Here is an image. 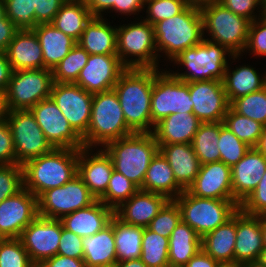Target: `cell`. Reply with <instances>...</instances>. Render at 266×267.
<instances>
[{
	"label": "cell",
	"instance_id": "obj_1",
	"mask_svg": "<svg viewBox=\"0 0 266 267\" xmlns=\"http://www.w3.org/2000/svg\"><path fill=\"white\" fill-rule=\"evenodd\" d=\"M153 69L127 68L117 80L118 95L127 126L135 133H151Z\"/></svg>",
	"mask_w": 266,
	"mask_h": 267
},
{
	"label": "cell",
	"instance_id": "obj_2",
	"mask_svg": "<svg viewBox=\"0 0 266 267\" xmlns=\"http://www.w3.org/2000/svg\"><path fill=\"white\" fill-rule=\"evenodd\" d=\"M79 149L53 148L23 165L24 188L37 198L46 190L60 187L78 174Z\"/></svg>",
	"mask_w": 266,
	"mask_h": 267
},
{
	"label": "cell",
	"instance_id": "obj_3",
	"mask_svg": "<svg viewBox=\"0 0 266 267\" xmlns=\"http://www.w3.org/2000/svg\"><path fill=\"white\" fill-rule=\"evenodd\" d=\"M242 56V54H232L226 47L204 38L200 44L184 50L170 62L177 67L183 66L177 68L178 70L186 71L181 70L180 73L173 69L169 72L187 83L202 80L223 81L228 62L231 59L236 62V59L240 60Z\"/></svg>",
	"mask_w": 266,
	"mask_h": 267
},
{
	"label": "cell",
	"instance_id": "obj_4",
	"mask_svg": "<svg viewBox=\"0 0 266 267\" xmlns=\"http://www.w3.org/2000/svg\"><path fill=\"white\" fill-rule=\"evenodd\" d=\"M103 149L111 157L114 170L122 173L139 189L149 164L159 152L153 133H132L106 144Z\"/></svg>",
	"mask_w": 266,
	"mask_h": 267
},
{
	"label": "cell",
	"instance_id": "obj_5",
	"mask_svg": "<svg viewBox=\"0 0 266 267\" xmlns=\"http://www.w3.org/2000/svg\"><path fill=\"white\" fill-rule=\"evenodd\" d=\"M154 33L159 61L164 56L171 62L204 39L201 11L187 6L181 13L156 23Z\"/></svg>",
	"mask_w": 266,
	"mask_h": 267
},
{
	"label": "cell",
	"instance_id": "obj_6",
	"mask_svg": "<svg viewBox=\"0 0 266 267\" xmlns=\"http://www.w3.org/2000/svg\"><path fill=\"white\" fill-rule=\"evenodd\" d=\"M134 133L126 124L114 89L93 94L91 119L82 141L87 148H103L111 141Z\"/></svg>",
	"mask_w": 266,
	"mask_h": 267
},
{
	"label": "cell",
	"instance_id": "obj_7",
	"mask_svg": "<svg viewBox=\"0 0 266 267\" xmlns=\"http://www.w3.org/2000/svg\"><path fill=\"white\" fill-rule=\"evenodd\" d=\"M117 26V55L126 68L160 69L154 26L141 18Z\"/></svg>",
	"mask_w": 266,
	"mask_h": 267
},
{
	"label": "cell",
	"instance_id": "obj_8",
	"mask_svg": "<svg viewBox=\"0 0 266 267\" xmlns=\"http://www.w3.org/2000/svg\"><path fill=\"white\" fill-rule=\"evenodd\" d=\"M200 11L205 39L226 47L232 54L244 53L250 20L234 14L219 2L204 7Z\"/></svg>",
	"mask_w": 266,
	"mask_h": 267
},
{
	"label": "cell",
	"instance_id": "obj_9",
	"mask_svg": "<svg viewBox=\"0 0 266 267\" xmlns=\"http://www.w3.org/2000/svg\"><path fill=\"white\" fill-rule=\"evenodd\" d=\"M174 201L179 206L181 220L201 237L229 220L238 210L234 200L200 198L184 190Z\"/></svg>",
	"mask_w": 266,
	"mask_h": 267
},
{
	"label": "cell",
	"instance_id": "obj_10",
	"mask_svg": "<svg viewBox=\"0 0 266 267\" xmlns=\"http://www.w3.org/2000/svg\"><path fill=\"white\" fill-rule=\"evenodd\" d=\"M164 69H153L151 133L158 122L171 114H193L194 103L189 94V83L176 78L167 68Z\"/></svg>",
	"mask_w": 266,
	"mask_h": 267
},
{
	"label": "cell",
	"instance_id": "obj_11",
	"mask_svg": "<svg viewBox=\"0 0 266 267\" xmlns=\"http://www.w3.org/2000/svg\"><path fill=\"white\" fill-rule=\"evenodd\" d=\"M53 83L50 69L13 71L6 90L9 111L30 110L41 100L50 98Z\"/></svg>",
	"mask_w": 266,
	"mask_h": 267
},
{
	"label": "cell",
	"instance_id": "obj_12",
	"mask_svg": "<svg viewBox=\"0 0 266 267\" xmlns=\"http://www.w3.org/2000/svg\"><path fill=\"white\" fill-rule=\"evenodd\" d=\"M96 200L83 180L76 175L63 186L48 189L38 197V215L61 219L78 209L90 206Z\"/></svg>",
	"mask_w": 266,
	"mask_h": 267
},
{
	"label": "cell",
	"instance_id": "obj_13",
	"mask_svg": "<svg viewBox=\"0 0 266 267\" xmlns=\"http://www.w3.org/2000/svg\"><path fill=\"white\" fill-rule=\"evenodd\" d=\"M6 121L13 137L16 164L23 165L53 149L30 110L9 111Z\"/></svg>",
	"mask_w": 266,
	"mask_h": 267
},
{
	"label": "cell",
	"instance_id": "obj_14",
	"mask_svg": "<svg viewBox=\"0 0 266 267\" xmlns=\"http://www.w3.org/2000/svg\"><path fill=\"white\" fill-rule=\"evenodd\" d=\"M50 98L82 138L87 133L91 119L93 93L85 91L76 83L54 82Z\"/></svg>",
	"mask_w": 266,
	"mask_h": 267
},
{
	"label": "cell",
	"instance_id": "obj_15",
	"mask_svg": "<svg viewBox=\"0 0 266 267\" xmlns=\"http://www.w3.org/2000/svg\"><path fill=\"white\" fill-rule=\"evenodd\" d=\"M62 235L60 219L37 216L21 233L19 239L30 260L37 267L57 255Z\"/></svg>",
	"mask_w": 266,
	"mask_h": 267
},
{
	"label": "cell",
	"instance_id": "obj_16",
	"mask_svg": "<svg viewBox=\"0 0 266 267\" xmlns=\"http://www.w3.org/2000/svg\"><path fill=\"white\" fill-rule=\"evenodd\" d=\"M30 111L53 148L81 149L85 147L82 138L70 126L51 98L41 100Z\"/></svg>",
	"mask_w": 266,
	"mask_h": 267
},
{
	"label": "cell",
	"instance_id": "obj_17",
	"mask_svg": "<svg viewBox=\"0 0 266 267\" xmlns=\"http://www.w3.org/2000/svg\"><path fill=\"white\" fill-rule=\"evenodd\" d=\"M38 216V198L23 188L0 202V239L19 238Z\"/></svg>",
	"mask_w": 266,
	"mask_h": 267
},
{
	"label": "cell",
	"instance_id": "obj_18",
	"mask_svg": "<svg viewBox=\"0 0 266 267\" xmlns=\"http://www.w3.org/2000/svg\"><path fill=\"white\" fill-rule=\"evenodd\" d=\"M189 94L193 101V114L202 122H223L230 104L223 82L202 80L189 83Z\"/></svg>",
	"mask_w": 266,
	"mask_h": 267
},
{
	"label": "cell",
	"instance_id": "obj_19",
	"mask_svg": "<svg viewBox=\"0 0 266 267\" xmlns=\"http://www.w3.org/2000/svg\"><path fill=\"white\" fill-rule=\"evenodd\" d=\"M126 69L118 55L90 54L75 83L93 94L109 91Z\"/></svg>",
	"mask_w": 266,
	"mask_h": 267
},
{
	"label": "cell",
	"instance_id": "obj_20",
	"mask_svg": "<svg viewBox=\"0 0 266 267\" xmlns=\"http://www.w3.org/2000/svg\"><path fill=\"white\" fill-rule=\"evenodd\" d=\"M79 149L78 176L89 188L90 193L99 200L106 192L114 170L111 157L103 149Z\"/></svg>",
	"mask_w": 266,
	"mask_h": 267
},
{
	"label": "cell",
	"instance_id": "obj_21",
	"mask_svg": "<svg viewBox=\"0 0 266 267\" xmlns=\"http://www.w3.org/2000/svg\"><path fill=\"white\" fill-rule=\"evenodd\" d=\"M263 248L262 216L247 215L239 209L236 212L234 263L246 267L255 264Z\"/></svg>",
	"mask_w": 266,
	"mask_h": 267
},
{
	"label": "cell",
	"instance_id": "obj_22",
	"mask_svg": "<svg viewBox=\"0 0 266 267\" xmlns=\"http://www.w3.org/2000/svg\"><path fill=\"white\" fill-rule=\"evenodd\" d=\"M187 190L200 198L233 200L231 167L222 161L201 165L193 184Z\"/></svg>",
	"mask_w": 266,
	"mask_h": 267
},
{
	"label": "cell",
	"instance_id": "obj_23",
	"mask_svg": "<svg viewBox=\"0 0 266 267\" xmlns=\"http://www.w3.org/2000/svg\"><path fill=\"white\" fill-rule=\"evenodd\" d=\"M266 171V158L255 147L231 167L233 200L240 205L257 187Z\"/></svg>",
	"mask_w": 266,
	"mask_h": 267
},
{
	"label": "cell",
	"instance_id": "obj_24",
	"mask_svg": "<svg viewBox=\"0 0 266 267\" xmlns=\"http://www.w3.org/2000/svg\"><path fill=\"white\" fill-rule=\"evenodd\" d=\"M168 201L165 195L139 189L114 214L125 223L147 227Z\"/></svg>",
	"mask_w": 266,
	"mask_h": 267
},
{
	"label": "cell",
	"instance_id": "obj_25",
	"mask_svg": "<svg viewBox=\"0 0 266 267\" xmlns=\"http://www.w3.org/2000/svg\"><path fill=\"white\" fill-rule=\"evenodd\" d=\"M5 53L13 71L44 68L41 45L32 29L18 30Z\"/></svg>",
	"mask_w": 266,
	"mask_h": 267
},
{
	"label": "cell",
	"instance_id": "obj_26",
	"mask_svg": "<svg viewBox=\"0 0 266 267\" xmlns=\"http://www.w3.org/2000/svg\"><path fill=\"white\" fill-rule=\"evenodd\" d=\"M114 210L100 200L90 206L78 209L63 216L60 221L63 228L84 238L102 230L110 223Z\"/></svg>",
	"mask_w": 266,
	"mask_h": 267
},
{
	"label": "cell",
	"instance_id": "obj_27",
	"mask_svg": "<svg viewBox=\"0 0 266 267\" xmlns=\"http://www.w3.org/2000/svg\"><path fill=\"white\" fill-rule=\"evenodd\" d=\"M159 152L164 156L175 176V181L187 190L199 173L201 164L192 144H158Z\"/></svg>",
	"mask_w": 266,
	"mask_h": 267
},
{
	"label": "cell",
	"instance_id": "obj_28",
	"mask_svg": "<svg viewBox=\"0 0 266 267\" xmlns=\"http://www.w3.org/2000/svg\"><path fill=\"white\" fill-rule=\"evenodd\" d=\"M201 123L194 114L174 113L158 122L152 133L157 144H192Z\"/></svg>",
	"mask_w": 266,
	"mask_h": 267
},
{
	"label": "cell",
	"instance_id": "obj_29",
	"mask_svg": "<svg viewBox=\"0 0 266 267\" xmlns=\"http://www.w3.org/2000/svg\"><path fill=\"white\" fill-rule=\"evenodd\" d=\"M107 20L93 16L77 42L91 55H117V25Z\"/></svg>",
	"mask_w": 266,
	"mask_h": 267
},
{
	"label": "cell",
	"instance_id": "obj_30",
	"mask_svg": "<svg viewBox=\"0 0 266 267\" xmlns=\"http://www.w3.org/2000/svg\"><path fill=\"white\" fill-rule=\"evenodd\" d=\"M255 69L248 64H242L234 69L231 68L230 62L228 63L222 82L229 104L239 97L266 87V72L262 75Z\"/></svg>",
	"mask_w": 266,
	"mask_h": 267
},
{
	"label": "cell",
	"instance_id": "obj_31",
	"mask_svg": "<svg viewBox=\"0 0 266 267\" xmlns=\"http://www.w3.org/2000/svg\"><path fill=\"white\" fill-rule=\"evenodd\" d=\"M41 45L43 52L44 68L53 70L77 42L51 23L38 24L32 29Z\"/></svg>",
	"mask_w": 266,
	"mask_h": 267
},
{
	"label": "cell",
	"instance_id": "obj_32",
	"mask_svg": "<svg viewBox=\"0 0 266 267\" xmlns=\"http://www.w3.org/2000/svg\"><path fill=\"white\" fill-rule=\"evenodd\" d=\"M83 260L86 267L117 263L113 216L110 223L94 235L83 238Z\"/></svg>",
	"mask_w": 266,
	"mask_h": 267
},
{
	"label": "cell",
	"instance_id": "obj_33",
	"mask_svg": "<svg viewBox=\"0 0 266 267\" xmlns=\"http://www.w3.org/2000/svg\"><path fill=\"white\" fill-rule=\"evenodd\" d=\"M236 213L201 239V248L219 263H234Z\"/></svg>",
	"mask_w": 266,
	"mask_h": 267
},
{
	"label": "cell",
	"instance_id": "obj_34",
	"mask_svg": "<svg viewBox=\"0 0 266 267\" xmlns=\"http://www.w3.org/2000/svg\"><path fill=\"white\" fill-rule=\"evenodd\" d=\"M140 189L165 195L169 200H174L184 191L175 181L171 166L160 152L149 164Z\"/></svg>",
	"mask_w": 266,
	"mask_h": 267
},
{
	"label": "cell",
	"instance_id": "obj_35",
	"mask_svg": "<svg viewBox=\"0 0 266 267\" xmlns=\"http://www.w3.org/2000/svg\"><path fill=\"white\" fill-rule=\"evenodd\" d=\"M202 237L182 220L169 237L170 267H184L201 250Z\"/></svg>",
	"mask_w": 266,
	"mask_h": 267
},
{
	"label": "cell",
	"instance_id": "obj_36",
	"mask_svg": "<svg viewBox=\"0 0 266 267\" xmlns=\"http://www.w3.org/2000/svg\"><path fill=\"white\" fill-rule=\"evenodd\" d=\"M92 17L85 1L66 0L51 24L78 42Z\"/></svg>",
	"mask_w": 266,
	"mask_h": 267
},
{
	"label": "cell",
	"instance_id": "obj_37",
	"mask_svg": "<svg viewBox=\"0 0 266 267\" xmlns=\"http://www.w3.org/2000/svg\"><path fill=\"white\" fill-rule=\"evenodd\" d=\"M144 228L125 223L115 214L113 215L117 262L140 258Z\"/></svg>",
	"mask_w": 266,
	"mask_h": 267
},
{
	"label": "cell",
	"instance_id": "obj_38",
	"mask_svg": "<svg viewBox=\"0 0 266 267\" xmlns=\"http://www.w3.org/2000/svg\"><path fill=\"white\" fill-rule=\"evenodd\" d=\"M220 130L221 122H205L199 125L192 146L201 165L220 161L217 145Z\"/></svg>",
	"mask_w": 266,
	"mask_h": 267
},
{
	"label": "cell",
	"instance_id": "obj_39",
	"mask_svg": "<svg viewBox=\"0 0 266 267\" xmlns=\"http://www.w3.org/2000/svg\"><path fill=\"white\" fill-rule=\"evenodd\" d=\"M169 238L144 228L141 247V261L147 267H170Z\"/></svg>",
	"mask_w": 266,
	"mask_h": 267
},
{
	"label": "cell",
	"instance_id": "obj_40",
	"mask_svg": "<svg viewBox=\"0 0 266 267\" xmlns=\"http://www.w3.org/2000/svg\"><path fill=\"white\" fill-rule=\"evenodd\" d=\"M89 53L76 44L65 58L52 70L53 82L75 83L86 66Z\"/></svg>",
	"mask_w": 266,
	"mask_h": 267
},
{
	"label": "cell",
	"instance_id": "obj_41",
	"mask_svg": "<svg viewBox=\"0 0 266 267\" xmlns=\"http://www.w3.org/2000/svg\"><path fill=\"white\" fill-rule=\"evenodd\" d=\"M223 123L241 141L245 142L250 147H255L257 145L264 128L263 124L239 115L230 107L227 110Z\"/></svg>",
	"mask_w": 266,
	"mask_h": 267
},
{
	"label": "cell",
	"instance_id": "obj_42",
	"mask_svg": "<svg viewBox=\"0 0 266 267\" xmlns=\"http://www.w3.org/2000/svg\"><path fill=\"white\" fill-rule=\"evenodd\" d=\"M230 108L266 126V87L233 100Z\"/></svg>",
	"mask_w": 266,
	"mask_h": 267
},
{
	"label": "cell",
	"instance_id": "obj_43",
	"mask_svg": "<svg viewBox=\"0 0 266 267\" xmlns=\"http://www.w3.org/2000/svg\"><path fill=\"white\" fill-rule=\"evenodd\" d=\"M138 190L139 188L122 173L113 170L107 190L99 200L115 210Z\"/></svg>",
	"mask_w": 266,
	"mask_h": 267
},
{
	"label": "cell",
	"instance_id": "obj_44",
	"mask_svg": "<svg viewBox=\"0 0 266 267\" xmlns=\"http://www.w3.org/2000/svg\"><path fill=\"white\" fill-rule=\"evenodd\" d=\"M217 145L220 153V161L229 167H233L250 149V146L241 141L223 122H221Z\"/></svg>",
	"mask_w": 266,
	"mask_h": 267
},
{
	"label": "cell",
	"instance_id": "obj_45",
	"mask_svg": "<svg viewBox=\"0 0 266 267\" xmlns=\"http://www.w3.org/2000/svg\"><path fill=\"white\" fill-rule=\"evenodd\" d=\"M5 15L19 29H34L35 0H3Z\"/></svg>",
	"mask_w": 266,
	"mask_h": 267
},
{
	"label": "cell",
	"instance_id": "obj_46",
	"mask_svg": "<svg viewBox=\"0 0 266 267\" xmlns=\"http://www.w3.org/2000/svg\"><path fill=\"white\" fill-rule=\"evenodd\" d=\"M0 267H36L19 238L0 239Z\"/></svg>",
	"mask_w": 266,
	"mask_h": 267
},
{
	"label": "cell",
	"instance_id": "obj_47",
	"mask_svg": "<svg viewBox=\"0 0 266 267\" xmlns=\"http://www.w3.org/2000/svg\"><path fill=\"white\" fill-rule=\"evenodd\" d=\"M186 7L183 0H145L146 16L140 15V18L154 26L162 20L181 13Z\"/></svg>",
	"mask_w": 266,
	"mask_h": 267
},
{
	"label": "cell",
	"instance_id": "obj_48",
	"mask_svg": "<svg viewBox=\"0 0 266 267\" xmlns=\"http://www.w3.org/2000/svg\"><path fill=\"white\" fill-rule=\"evenodd\" d=\"M180 220L181 212L179 206L174 200H169L152 219L147 228L163 237L169 238Z\"/></svg>",
	"mask_w": 266,
	"mask_h": 267
},
{
	"label": "cell",
	"instance_id": "obj_49",
	"mask_svg": "<svg viewBox=\"0 0 266 267\" xmlns=\"http://www.w3.org/2000/svg\"><path fill=\"white\" fill-rule=\"evenodd\" d=\"M24 188L23 168L20 164L0 165V202Z\"/></svg>",
	"mask_w": 266,
	"mask_h": 267
},
{
	"label": "cell",
	"instance_id": "obj_50",
	"mask_svg": "<svg viewBox=\"0 0 266 267\" xmlns=\"http://www.w3.org/2000/svg\"><path fill=\"white\" fill-rule=\"evenodd\" d=\"M266 57V16L255 19L250 23L248 41L243 55Z\"/></svg>",
	"mask_w": 266,
	"mask_h": 267
},
{
	"label": "cell",
	"instance_id": "obj_51",
	"mask_svg": "<svg viewBox=\"0 0 266 267\" xmlns=\"http://www.w3.org/2000/svg\"><path fill=\"white\" fill-rule=\"evenodd\" d=\"M239 209L254 216H264L266 214V171L257 187L239 205Z\"/></svg>",
	"mask_w": 266,
	"mask_h": 267
},
{
	"label": "cell",
	"instance_id": "obj_52",
	"mask_svg": "<svg viewBox=\"0 0 266 267\" xmlns=\"http://www.w3.org/2000/svg\"><path fill=\"white\" fill-rule=\"evenodd\" d=\"M219 3L234 14L245 17L251 22L263 16L262 0H219Z\"/></svg>",
	"mask_w": 266,
	"mask_h": 267
},
{
	"label": "cell",
	"instance_id": "obj_53",
	"mask_svg": "<svg viewBox=\"0 0 266 267\" xmlns=\"http://www.w3.org/2000/svg\"><path fill=\"white\" fill-rule=\"evenodd\" d=\"M83 238L63 228L57 254L65 257L83 259Z\"/></svg>",
	"mask_w": 266,
	"mask_h": 267
},
{
	"label": "cell",
	"instance_id": "obj_54",
	"mask_svg": "<svg viewBox=\"0 0 266 267\" xmlns=\"http://www.w3.org/2000/svg\"><path fill=\"white\" fill-rule=\"evenodd\" d=\"M16 164L12 133L7 121L0 122V165Z\"/></svg>",
	"mask_w": 266,
	"mask_h": 267
},
{
	"label": "cell",
	"instance_id": "obj_55",
	"mask_svg": "<svg viewBox=\"0 0 266 267\" xmlns=\"http://www.w3.org/2000/svg\"><path fill=\"white\" fill-rule=\"evenodd\" d=\"M66 0H35L36 24L52 23Z\"/></svg>",
	"mask_w": 266,
	"mask_h": 267
},
{
	"label": "cell",
	"instance_id": "obj_56",
	"mask_svg": "<svg viewBox=\"0 0 266 267\" xmlns=\"http://www.w3.org/2000/svg\"><path fill=\"white\" fill-rule=\"evenodd\" d=\"M93 16L104 17L105 13H118L120 15V0H85Z\"/></svg>",
	"mask_w": 266,
	"mask_h": 267
},
{
	"label": "cell",
	"instance_id": "obj_57",
	"mask_svg": "<svg viewBox=\"0 0 266 267\" xmlns=\"http://www.w3.org/2000/svg\"><path fill=\"white\" fill-rule=\"evenodd\" d=\"M19 29L5 15L0 20V52H5Z\"/></svg>",
	"mask_w": 266,
	"mask_h": 267
},
{
	"label": "cell",
	"instance_id": "obj_58",
	"mask_svg": "<svg viewBox=\"0 0 266 267\" xmlns=\"http://www.w3.org/2000/svg\"><path fill=\"white\" fill-rule=\"evenodd\" d=\"M37 267H86L83 259L65 257L59 254L44 260Z\"/></svg>",
	"mask_w": 266,
	"mask_h": 267
},
{
	"label": "cell",
	"instance_id": "obj_59",
	"mask_svg": "<svg viewBox=\"0 0 266 267\" xmlns=\"http://www.w3.org/2000/svg\"><path fill=\"white\" fill-rule=\"evenodd\" d=\"M13 69L8 61L5 52H0V90L5 91L8 88Z\"/></svg>",
	"mask_w": 266,
	"mask_h": 267
},
{
	"label": "cell",
	"instance_id": "obj_60",
	"mask_svg": "<svg viewBox=\"0 0 266 267\" xmlns=\"http://www.w3.org/2000/svg\"><path fill=\"white\" fill-rule=\"evenodd\" d=\"M218 261L214 260L202 248L193 256L184 267H217Z\"/></svg>",
	"mask_w": 266,
	"mask_h": 267
},
{
	"label": "cell",
	"instance_id": "obj_61",
	"mask_svg": "<svg viewBox=\"0 0 266 267\" xmlns=\"http://www.w3.org/2000/svg\"><path fill=\"white\" fill-rule=\"evenodd\" d=\"M145 0H120V15H139L144 11ZM138 13V14H137Z\"/></svg>",
	"mask_w": 266,
	"mask_h": 267
},
{
	"label": "cell",
	"instance_id": "obj_62",
	"mask_svg": "<svg viewBox=\"0 0 266 267\" xmlns=\"http://www.w3.org/2000/svg\"><path fill=\"white\" fill-rule=\"evenodd\" d=\"M8 113L6 92L0 90V122L6 121Z\"/></svg>",
	"mask_w": 266,
	"mask_h": 267
},
{
	"label": "cell",
	"instance_id": "obj_63",
	"mask_svg": "<svg viewBox=\"0 0 266 267\" xmlns=\"http://www.w3.org/2000/svg\"><path fill=\"white\" fill-rule=\"evenodd\" d=\"M188 7L201 10L213 3L219 2V0H183Z\"/></svg>",
	"mask_w": 266,
	"mask_h": 267
},
{
	"label": "cell",
	"instance_id": "obj_64",
	"mask_svg": "<svg viewBox=\"0 0 266 267\" xmlns=\"http://www.w3.org/2000/svg\"><path fill=\"white\" fill-rule=\"evenodd\" d=\"M255 148L266 158V126L263 128L262 134Z\"/></svg>",
	"mask_w": 266,
	"mask_h": 267
},
{
	"label": "cell",
	"instance_id": "obj_65",
	"mask_svg": "<svg viewBox=\"0 0 266 267\" xmlns=\"http://www.w3.org/2000/svg\"><path fill=\"white\" fill-rule=\"evenodd\" d=\"M117 267H147L140 258L117 262Z\"/></svg>",
	"mask_w": 266,
	"mask_h": 267
},
{
	"label": "cell",
	"instance_id": "obj_66",
	"mask_svg": "<svg viewBox=\"0 0 266 267\" xmlns=\"http://www.w3.org/2000/svg\"><path fill=\"white\" fill-rule=\"evenodd\" d=\"M250 266H266V247L263 248L257 262Z\"/></svg>",
	"mask_w": 266,
	"mask_h": 267
},
{
	"label": "cell",
	"instance_id": "obj_67",
	"mask_svg": "<svg viewBox=\"0 0 266 267\" xmlns=\"http://www.w3.org/2000/svg\"><path fill=\"white\" fill-rule=\"evenodd\" d=\"M262 237L264 241V247H266V217L262 216Z\"/></svg>",
	"mask_w": 266,
	"mask_h": 267
},
{
	"label": "cell",
	"instance_id": "obj_68",
	"mask_svg": "<svg viewBox=\"0 0 266 267\" xmlns=\"http://www.w3.org/2000/svg\"><path fill=\"white\" fill-rule=\"evenodd\" d=\"M217 267H246L238 263H219Z\"/></svg>",
	"mask_w": 266,
	"mask_h": 267
},
{
	"label": "cell",
	"instance_id": "obj_69",
	"mask_svg": "<svg viewBox=\"0 0 266 267\" xmlns=\"http://www.w3.org/2000/svg\"><path fill=\"white\" fill-rule=\"evenodd\" d=\"M5 16V5L3 0H0V20Z\"/></svg>",
	"mask_w": 266,
	"mask_h": 267
},
{
	"label": "cell",
	"instance_id": "obj_70",
	"mask_svg": "<svg viewBox=\"0 0 266 267\" xmlns=\"http://www.w3.org/2000/svg\"><path fill=\"white\" fill-rule=\"evenodd\" d=\"M262 13L266 16V0H262Z\"/></svg>",
	"mask_w": 266,
	"mask_h": 267
},
{
	"label": "cell",
	"instance_id": "obj_71",
	"mask_svg": "<svg viewBox=\"0 0 266 267\" xmlns=\"http://www.w3.org/2000/svg\"><path fill=\"white\" fill-rule=\"evenodd\" d=\"M97 267H117V263L109 264V265H102V266H97Z\"/></svg>",
	"mask_w": 266,
	"mask_h": 267
},
{
	"label": "cell",
	"instance_id": "obj_72",
	"mask_svg": "<svg viewBox=\"0 0 266 267\" xmlns=\"http://www.w3.org/2000/svg\"><path fill=\"white\" fill-rule=\"evenodd\" d=\"M249 267H266V266H249Z\"/></svg>",
	"mask_w": 266,
	"mask_h": 267
}]
</instances>
